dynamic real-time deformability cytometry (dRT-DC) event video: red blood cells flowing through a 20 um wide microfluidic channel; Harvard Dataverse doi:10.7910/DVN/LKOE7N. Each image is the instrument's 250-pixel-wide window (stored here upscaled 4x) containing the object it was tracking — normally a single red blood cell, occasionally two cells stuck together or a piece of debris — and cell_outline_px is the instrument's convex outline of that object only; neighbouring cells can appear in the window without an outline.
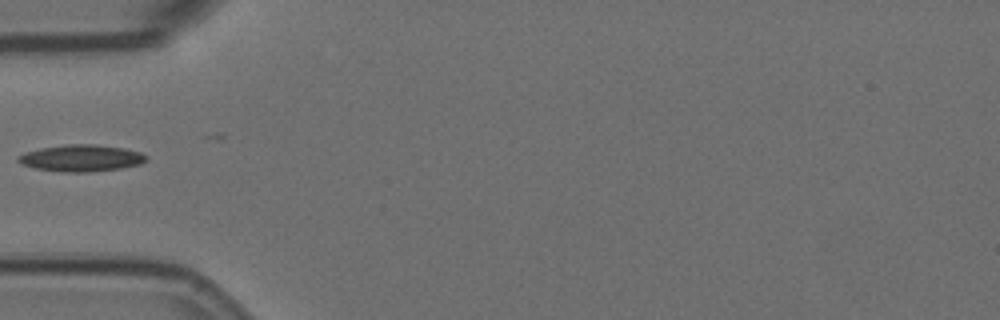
{"species": "Egyptian fruit bat (a non-hibernating species)", "species_latin": "Rousettus aegyptiacus", "temperature_condition": "room temperature", "stored_images_in_passage": 2, "camera_frame_rate_fps": 3000, "um_per_image_px": 0.085, "animal": {"sex": "female"}, "frame": {"image": 1, "passage_image": 2, "time_ms": 0.333, "image_size_px": [1000, 320], "cell_outline_px": [[148, 160], [140, 164], [120, 168], [88, 172], [64, 172], [36, 168], [20, 164], [16, 160], [24, 152], [40, 148], [68, 144], [96, 144], [124, 148], [140, 152], [148, 156]], "centroid_in_image_um": [6.92, 13.43], "position_along_channel_um": 78.1, "area_um2": 19.94}}